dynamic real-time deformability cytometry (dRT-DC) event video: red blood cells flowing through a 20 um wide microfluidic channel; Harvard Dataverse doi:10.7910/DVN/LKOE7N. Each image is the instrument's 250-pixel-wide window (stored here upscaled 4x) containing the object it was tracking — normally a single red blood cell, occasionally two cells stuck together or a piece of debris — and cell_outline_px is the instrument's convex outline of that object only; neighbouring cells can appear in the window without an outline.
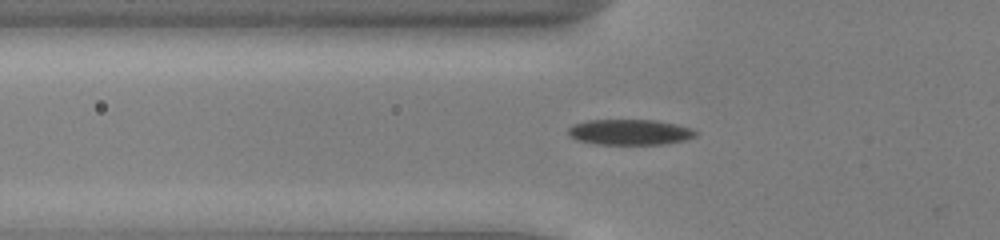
{"species": "common noctule bat (a hibernating species)", "species_latin": "Nyctalus noctula", "temperature_condition": "cold", "stored_images_in_passage": 50, "camera_frame_rate_fps": 3000, "um_per_image_px": 0.085, "animal": {"sex": "male", "body_mass_g": 13.0, "forearm_length_mm": 53.1}, "frame": {"image": 1, "passage_image": 19, "time_ms": 6.0, "image_size_px": [1000, 240], "cell_outline_px": [[696, 136], [684, 140], [664, 144], [596, 144], [576, 140], [568, 136], [568, 128], [572, 124], [588, 120], [656, 120], [676, 124], [692, 128], [696, 132]], "centroid_in_image_um": [53.5, 11.23], "position_along_channel_um": 72.3, "area_um2": 19.07}}
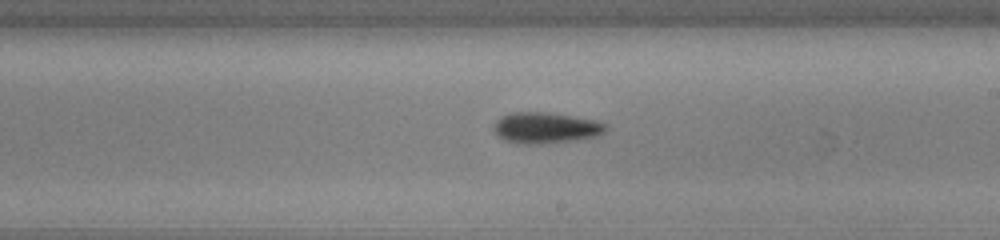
{"frame": {"image": 2, "passage_image": 32, "time_ms": 10.333, "image_size_px": [1000, 240], "cell_outline_px": [[608, 128], [600, 136], [576, 140], [540, 144], [516, 144], [504, 140], [492, 128], [492, 124], [500, 116], [508, 112], [544, 112], [596, 120], [608, 124]], "centroid_in_image_um": [46.38, 10.87], "position_along_channel_um": 242.6, "area_um2": 20.58}}
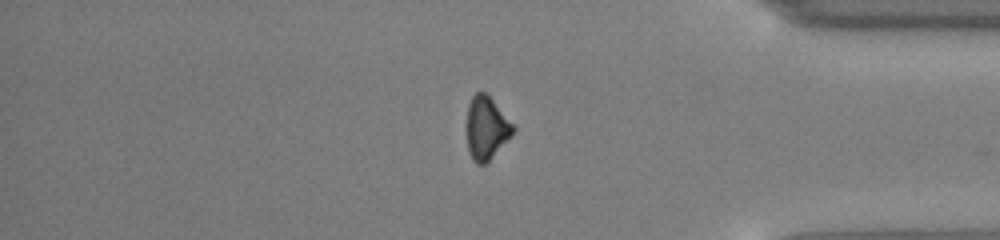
{"frame": {"image": 3, "passage_image": 45, "time_ms": 14.667, "image_size_px": [1000, 240], "cell_outline_px": [[516, 128], [512, 136], [484, 164], [476, 164], [472, 160], [468, 152], [464, 132], [464, 128], [468, 104], [472, 96], [476, 92], [484, 92], [492, 100]], "centroid_in_image_um": [41.27, 10.9], "position_along_channel_um": 393.9, "area_um2": 17.34}, "authors_computed_cell_mechanics": {"area_um2": 18.5827, "velocity_mm_per_s": 3.9464, "shape_relaxation_time_tau1_ms": 2.7068, "shape_relaxation_time_tau2_ms": 9.9868, "deformation_change_tau1": 0.104, "deformation_change_tau2": 0.2004}}